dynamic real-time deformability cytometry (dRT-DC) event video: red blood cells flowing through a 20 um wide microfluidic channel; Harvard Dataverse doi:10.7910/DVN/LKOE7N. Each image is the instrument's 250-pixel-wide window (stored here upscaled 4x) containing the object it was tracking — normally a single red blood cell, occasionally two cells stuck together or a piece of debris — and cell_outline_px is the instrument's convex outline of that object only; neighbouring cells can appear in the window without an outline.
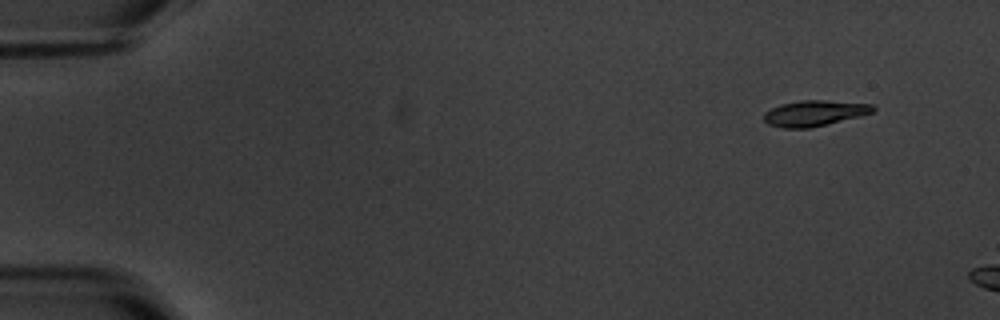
{"species": "common noctule bat (a hibernating species)", "species_latin": "Nyctalus noctula", "temperature_condition": "warm", "stored_images_in_passage": 3, "camera_frame_rate_fps": 3000, "um_per_image_px": 0.085, "animal": {"sex": "male", "body_mass_g": 20.1, "forearm_length_mm": 53.5}, "frame": {"image": 1, "passage_image": 1, "time_ms": 0.0, "image_size_px": [1000, 320], "cell_outline_px": [[876, 108], [872, 112], [860, 116], [812, 128], [784, 128], [768, 124], [764, 120], [764, 112], [780, 104], [800, 100], [824, 100], [872, 104]], "centroid_in_image_um": [69.22, 9.62], "position_along_channel_um": 15.8, "area_um2": 16.36}}